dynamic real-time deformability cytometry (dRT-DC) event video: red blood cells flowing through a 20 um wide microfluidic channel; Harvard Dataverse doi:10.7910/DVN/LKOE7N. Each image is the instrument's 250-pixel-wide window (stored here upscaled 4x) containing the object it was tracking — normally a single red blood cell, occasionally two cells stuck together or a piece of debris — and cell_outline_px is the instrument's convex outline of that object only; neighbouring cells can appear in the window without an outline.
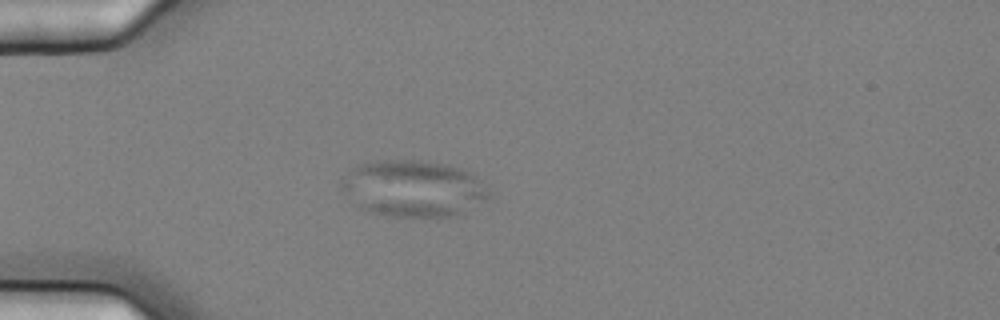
{"species": "common noctule bat (a hibernating species)", "species_latin": "Nyctalus noctula", "temperature_condition": "cold", "stored_images_in_passage": 16, "camera_frame_rate_fps": 3000, "um_per_image_px": 0.085, "animal": {"sex": "female", "body_mass_g": 25.1}, "frame": {"image": 1, "passage_image": 5, "time_ms": 1.333, "image_size_px": [1000, 320], "cell_outline_px": [[488, 196], [460, 212], [452, 216], [392, 216], [372, 212], [360, 208], [340, 188], [340, 184], [360, 164], [384, 160], [412, 160], [444, 164], [460, 168], [468, 172], [488, 192]], "centroid_in_image_um": [35.05, 16.02], "position_along_channel_um": 49.9, "area_um2": 46.64}}
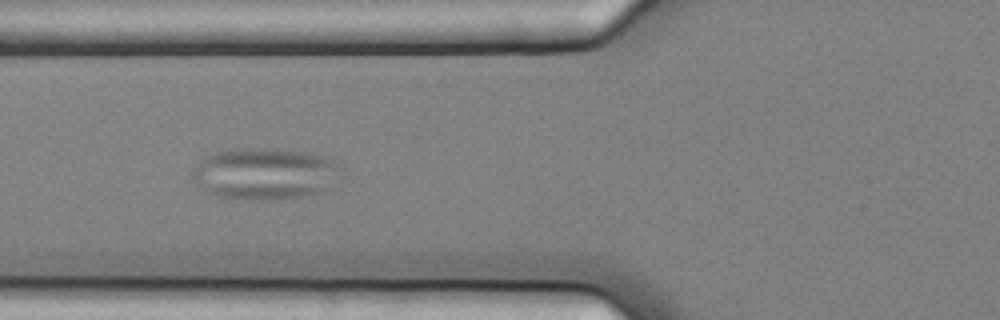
{"frame": {"image": 2, "passage_image": 7, "time_ms": 2.0, "image_size_px": [1000, 320], "cell_outline_px": [[336, 164], [324, 192], [276, 200], [260, 200], [220, 196], [208, 192], [192, 176], [192, 172], [208, 156], [216, 152], [248, 148], [252, 148], [300, 152], [320, 156], [332, 160]], "centroid_in_image_um": [22.43, 14.79], "position_along_channel_um": 103.4, "area_um2": 42.37}}
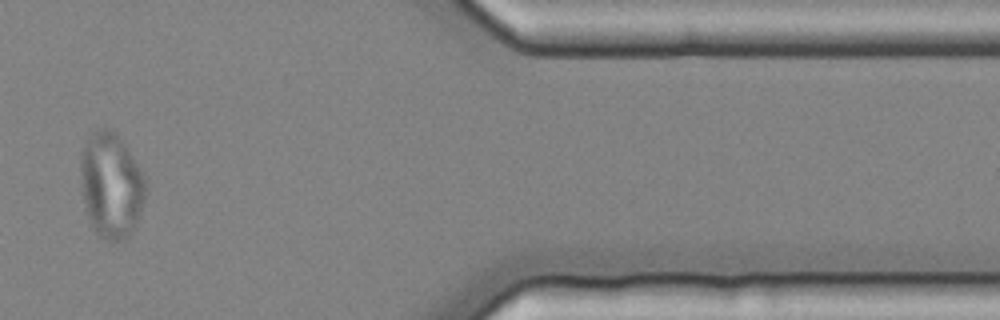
{"frame": {"image": 3, "passage_image": 14, "time_ms": 4.333, "image_size_px": [1000, 320], "cell_outline_px": [[148, 192], [136, 228], [128, 236], [120, 240], [108, 240], [100, 236], [96, 232], [88, 216], [80, 184], [80, 156], [88, 140], [100, 128], [104, 128], [112, 132], [124, 144], [144, 176]], "centroid_in_image_um": [9.48, 15.82], "position_along_channel_um": 401.9, "area_um2": 39.42}}